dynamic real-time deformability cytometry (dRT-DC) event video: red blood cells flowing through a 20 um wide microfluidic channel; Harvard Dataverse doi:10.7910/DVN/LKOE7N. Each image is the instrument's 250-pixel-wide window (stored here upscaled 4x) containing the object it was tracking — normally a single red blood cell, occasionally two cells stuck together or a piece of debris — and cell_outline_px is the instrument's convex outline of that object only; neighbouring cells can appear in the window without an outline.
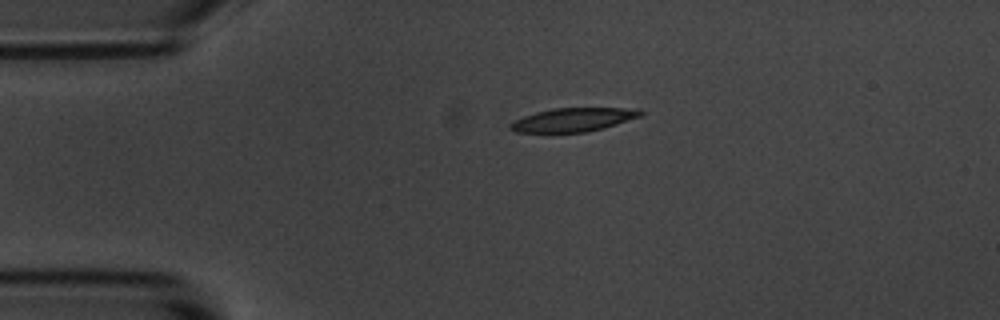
{"species": "common noctule bat (a hibernating species)", "species_latin": "Nyctalus noctula", "temperature_condition": "room temperature", "stored_images_in_passage": 44, "camera_frame_rate_fps": 3000, "um_per_image_px": 0.085, "animal": {"sex": "male", "body_mass_g": 20.1, "forearm_length_mm": 53.5}, "frame": {"image": 1, "passage_image": 1, "time_ms": 0.0, "image_size_px": [1000, 320], "cell_outline_px": [[644, 112], [640, 116], [616, 124], [584, 132], [516, 132], [508, 128], [508, 124], [512, 120], [536, 112], [556, 108], [640, 108]], "centroid_in_image_um": [48.69, 10.17], "position_along_channel_um": 36.3, "area_um2": 17.8}}
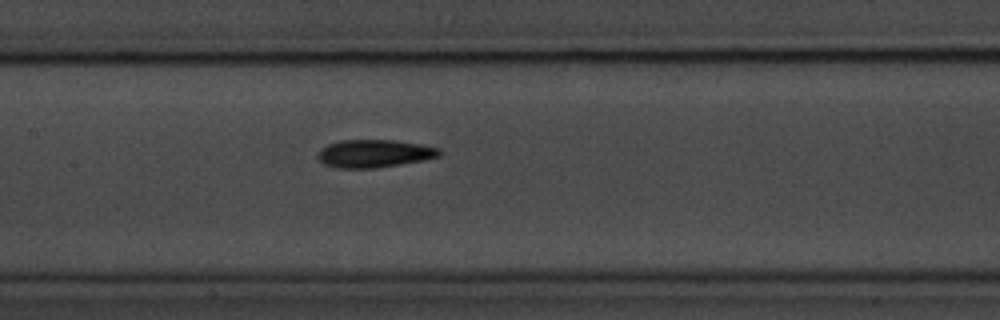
{"frame": {"image": 2, "passage_image": 15, "time_ms": 4.667, "image_size_px": [1000, 320], "cell_outline_px": [[440, 156], [424, 160], [376, 168], [336, 168], [324, 164], [316, 156], [320, 148], [328, 144], [340, 140], [392, 140], [420, 144], [440, 148]], "centroid_in_image_um": [31.78, 13.05], "position_along_channel_um": 175.6, "area_um2": 19.77}}
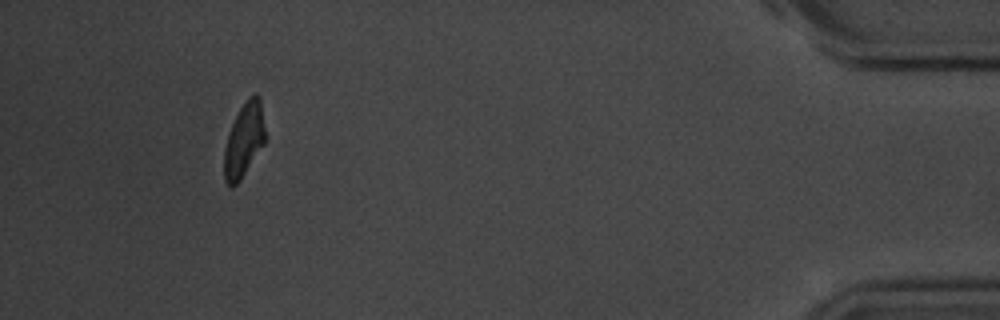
{"frame": {"image": 3, "passage_image": 40, "time_ms": 13.0, "image_size_px": [1000, 320], "cell_outline_px": [[264, 144], [240, 180], [232, 188], [224, 180], [224, 148], [232, 124], [244, 100], [248, 96], [256, 92], [260, 96], [264, 128]], "centroid_in_image_um": [20.73, 11.88], "position_along_channel_um": 414.5, "area_um2": 17.57}, "authors_computed_cell_mechanics": {"area_um2": 18.9873, "velocity_mm_per_s": 3.6683, "shape_relaxation_time_tau1_ms": 3.1406, "shape_relaxation_time_tau2_ms": 2.4796, "deformation_change_tau1": 0.1522, "deformation_change_tau2": 0.0861}}